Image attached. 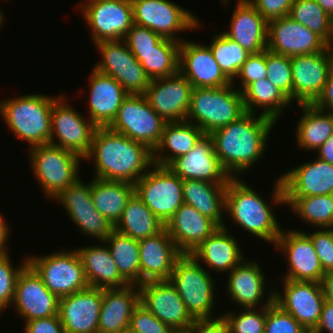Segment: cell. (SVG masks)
<instances>
[{
    "mask_svg": "<svg viewBox=\"0 0 333 333\" xmlns=\"http://www.w3.org/2000/svg\"><path fill=\"white\" fill-rule=\"evenodd\" d=\"M281 280L283 291L274 287V302L290 313L306 330H314L319 323L325 303L321 284Z\"/></svg>",
    "mask_w": 333,
    "mask_h": 333,
    "instance_id": "cell-20",
    "label": "cell"
},
{
    "mask_svg": "<svg viewBox=\"0 0 333 333\" xmlns=\"http://www.w3.org/2000/svg\"><path fill=\"white\" fill-rule=\"evenodd\" d=\"M293 80V101L313 104L320 96L333 68V47L312 54L290 57Z\"/></svg>",
    "mask_w": 333,
    "mask_h": 333,
    "instance_id": "cell-18",
    "label": "cell"
},
{
    "mask_svg": "<svg viewBox=\"0 0 333 333\" xmlns=\"http://www.w3.org/2000/svg\"><path fill=\"white\" fill-rule=\"evenodd\" d=\"M193 86L180 72L152 79L144 94L152 109L166 122L187 118Z\"/></svg>",
    "mask_w": 333,
    "mask_h": 333,
    "instance_id": "cell-22",
    "label": "cell"
},
{
    "mask_svg": "<svg viewBox=\"0 0 333 333\" xmlns=\"http://www.w3.org/2000/svg\"><path fill=\"white\" fill-rule=\"evenodd\" d=\"M24 324V333H65L59 314L33 319Z\"/></svg>",
    "mask_w": 333,
    "mask_h": 333,
    "instance_id": "cell-55",
    "label": "cell"
},
{
    "mask_svg": "<svg viewBox=\"0 0 333 333\" xmlns=\"http://www.w3.org/2000/svg\"><path fill=\"white\" fill-rule=\"evenodd\" d=\"M60 298L51 293L42 278L27 264L19 273L13 303L17 316L25 322L58 315Z\"/></svg>",
    "mask_w": 333,
    "mask_h": 333,
    "instance_id": "cell-21",
    "label": "cell"
},
{
    "mask_svg": "<svg viewBox=\"0 0 333 333\" xmlns=\"http://www.w3.org/2000/svg\"><path fill=\"white\" fill-rule=\"evenodd\" d=\"M165 124L145 95L128 94L108 128L154 151L161 141Z\"/></svg>",
    "mask_w": 333,
    "mask_h": 333,
    "instance_id": "cell-10",
    "label": "cell"
},
{
    "mask_svg": "<svg viewBox=\"0 0 333 333\" xmlns=\"http://www.w3.org/2000/svg\"><path fill=\"white\" fill-rule=\"evenodd\" d=\"M208 46L215 61L231 81L238 75L241 66L251 54L223 32L213 35Z\"/></svg>",
    "mask_w": 333,
    "mask_h": 333,
    "instance_id": "cell-45",
    "label": "cell"
},
{
    "mask_svg": "<svg viewBox=\"0 0 333 333\" xmlns=\"http://www.w3.org/2000/svg\"><path fill=\"white\" fill-rule=\"evenodd\" d=\"M100 244L76 249L89 287L107 289L127 286L129 283L120 275L107 245L104 242Z\"/></svg>",
    "mask_w": 333,
    "mask_h": 333,
    "instance_id": "cell-34",
    "label": "cell"
},
{
    "mask_svg": "<svg viewBox=\"0 0 333 333\" xmlns=\"http://www.w3.org/2000/svg\"><path fill=\"white\" fill-rule=\"evenodd\" d=\"M219 227L191 205L183 203L165 224L181 254H191Z\"/></svg>",
    "mask_w": 333,
    "mask_h": 333,
    "instance_id": "cell-29",
    "label": "cell"
},
{
    "mask_svg": "<svg viewBox=\"0 0 333 333\" xmlns=\"http://www.w3.org/2000/svg\"><path fill=\"white\" fill-rule=\"evenodd\" d=\"M91 193L94 207L115 226L134 194V184L93 178Z\"/></svg>",
    "mask_w": 333,
    "mask_h": 333,
    "instance_id": "cell-38",
    "label": "cell"
},
{
    "mask_svg": "<svg viewBox=\"0 0 333 333\" xmlns=\"http://www.w3.org/2000/svg\"><path fill=\"white\" fill-rule=\"evenodd\" d=\"M305 333H317L316 331H314V330H306V332Z\"/></svg>",
    "mask_w": 333,
    "mask_h": 333,
    "instance_id": "cell-66",
    "label": "cell"
},
{
    "mask_svg": "<svg viewBox=\"0 0 333 333\" xmlns=\"http://www.w3.org/2000/svg\"><path fill=\"white\" fill-rule=\"evenodd\" d=\"M267 21L288 16L294 0H248Z\"/></svg>",
    "mask_w": 333,
    "mask_h": 333,
    "instance_id": "cell-54",
    "label": "cell"
},
{
    "mask_svg": "<svg viewBox=\"0 0 333 333\" xmlns=\"http://www.w3.org/2000/svg\"><path fill=\"white\" fill-rule=\"evenodd\" d=\"M9 255L10 253H0V314H3V310L8 309L9 306L11 307L18 275L28 264L27 256L19 267H14Z\"/></svg>",
    "mask_w": 333,
    "mask_h": 333,
    "instance_id": "cell-48",
    "label": "cell"
},
{
    "mask_svg": "<svg viewBox=\"0 0 333 333\" xmlns=\"http://www.w3.org/2000/svg\"><path fill=\"white\" fill-rule=\"evenodd\" d=\"M94 45L101 56L94 69L113 77L128 94L146 93L151 78L123 39L101 41Z\"/></svg>",
    "mask_w": 333,
    "mask_h": 333,
    "instance_id": "cell-13",
    "label": "cell"
},
{
    "mask_svg": "<svg viewBox=\"0 0 333 333\" xmlns=\"http://www.w3.org/2000/svg\"><path fill=\"white\" fill-rule=\"evenodd\" d=\"M314 331L317 333H333V303L325 301L319 323Z\"/></svg>",
    "mask_w": 333,
    "mask_h": 333,
    "instance_id": "cell-58",
    "label": "cell"
},
{
    "mask_svg": "<svg viewBox=\"0 0 333 333\" xmlns=\"http://www.w3.org/2000/svg\"><path fill=\"white\" fill-rule=\"evenodd\" d=\"M259 265L254 260L245 258L227 275L225 292L241 308L267 307L274 301V288L269 287L270 290L267 291L266 276Z\"/></svg>",
    "mask_w": 333,
    "mask_h": 333,
    "instance_id": "cell-23",
    "label": "cell"
},
{
    "mask_svg": "<svg viewBox=\"0 0 333 333\" xmlns=\"http://www.w3.org/2000/svg\"><path fill=\"white\" fill-rule=\"evenodd\" d=\"M236 237L231 235L226 225L219 227L207 237L190 255L199 263L206 264L205 269L229 273L246 257ZM206 266L208 268H206Z\"/></svg>",
    "mask_w": 333,
    "mask_h": 333,
    "instance_id": "cell-32",
    "label": "cell"
},
{
    "mask_svg": "<svg viewBox=\"0 0 333 333\" xmlns=\"http://www.w3.org/2000/svg\"><path fill=\"white\" fill-rule=\"evenodd\" d=\"M323 10L329 15L333 12V0H316Z\"/></svg>",
    "mask_w": 333,
    "mask_h": 333,
    "instance_id": "cell-62",
    "label": "cell"
},
{
    "mask_svg": "<svg viewBox=\"0 0 333 333\" xmlns=\"http://www.w3.org/2000/svg\"><path fill=\"white\" fill-rule=\"evenodd\" d=\"M93 44L122 40L133 25L131 0H85L78 3Z\"/></svg>",
    "mask_w": 333,
    "mask_h": 333,
    "instance_id": "cell-14",
    "label": "cell"
},
{
    "mask_svg": "<svg viewBox=\"0 0 333 333\" xmlns=\"http://www.w3.org/2000/svg\"><path fill=\"white\" fill-rule=\"evenodd\" d=\"M310 237L324 272H333V228L306 232Z\"/></svg>",
    "mask_w": 333,
    "mask_h": 333,
    "instance_id": "cell-51",
    "label": "cell"
},
{
    "mask_svg": "<svg viewBox=\"0 0 333 333\" xmlns=\"http://www.w3.org/2000/svg\"><path fill=\"white\" fill-rule=\"evenodd\" d=\"M246 113L242 93L233 84L218 88H193L186 121L209 135Z\"/></svg>",
    "mask_w": 333,
    "mask_h": 333,
    "instance_id": "cell-5",
    "label": "cell"
},
{
    "mask_svg": "<svg viewBox=\"0 0 333 333\" xmlns=\"http://www.w3.org/2000/svg\"><path fill=\"white\" fill-rule=\"evenodd\" d=\"M165 225L139 199L135 193L128 200L115 230L135 240L154 236L161 232Z\"/></svg>",
    "mask_w": 333,
    "mask_h": 333,
    "instance_id": "cell-40",
    "label": "cell"
},
{
    "mask_svg": "<svg viewBox=\"0 0 333 333\" xmlns=\"http://www.w3.org/2000/svg\"><path fill=\"white\" fill-rule=\"evenodd\" d=\"M267 79L293 103L292 66L289 56L272 53L266 49Z\"/></svg>",
    "mask_w": 333,
    "mask_h": 333,
    "instance_id": "cell-47",
    "label": "cell"
},
{
    "mask_svg": "<svg viewBox=\"0 0 333 333\" xmlns=\"http://www.w3.org/2000/svg\"><path fill=\"white\" fill-rule=\"evenodd\" d=\"M242 180L231 178L227 183L225 212L228 214L225 216H229L233 224L236 223V226H240L260 241L262 239L275 245L282 228L278 217L273 213L271 202L268 203L252 186Z\"/></svg>",
    "mask_w": 333,
    "mask_h": 333,
    "instance_id": "cell-3",
    "label": "cell"
},
{
    "mask_svg": "<svg viewBox=\"0 0 333 333\" xmlns=\"http://www.w3.org/2000/svg\"><path fill=\"white\" fill-rule=\"evenodd\" d=\"M275 124L274 120L258 113H246L209 134L214 152L232 178H239L263 159L268 150L267 138Z\"/></svg>",
    "mask_w": 333,
    "mask_h": 333,
    "instance_id": "cell-1",
    "label": "cell"
},
{
    "mask_svg": "<svg viewBox=\"0 0 333 333\" xmlns=\"http://www.w3.org/2000/svg\"><path fill=\"white\" fill-rule=\"evenodd\" d=\"M1 1V0H0ZM5 1H7V0H5ZM0 8H1V6H0ZM4 14H3V12L0 10V29H1V26H2V24L5 22L4 21Z\"/></svg>",
    "mask_w": 333,
    "mask_h": 333,
    "instance_id": "cell-64",
    "label": "cell"
},
{
    "mask_svg": "<svg viewBox=\"0 0 333 333\" xmlns=\"http://www.w3.org/2000/svg\"><path fill=\"white\" fill-rule=\"evenodd\" d=\"M298 108L303 114L295 128L294 137L298 148L317 151L333 134V114L320 110L313 104H299Z\"/></svg>",
    "mask_w": 333,
    "mask_h": 333,
    "instance_id": "cell-37",
    "label": "cell"
},
{
    "mask_svg": "<svg viewBox=\"0 0 333 333\" xmlns=\"http://www.w3.org/2000/svg\"><path fill=\"white\" fill-rule=\"evenodd\" d=\"M28 264L42 278L48 290L59 298L89 287L82 262L74 248L46 255H28Z\"/></svg>",
    "mask_w": 333,
    "mask_h": 333,
    "instance_id": "cell-8",
    "label": "cell"
},
{
    "mask_svg": "<svg viewBox=\"0 0 333 333\" xmlns=\"http://www.w3.org/2000/svg\"><path fill=\"white\" fill-rule=\"evenodd\" d=\"M215 317V319L194 320L183 333H229L227 323L221 314Z\"/></svg>",
    "mask_w": 333,
    "mask_h": 333,
    "instance_id": "cell-56",
    "label": "cell"
},
{
    "mask_svg": "<svg viewBox=\"0 0 333 333\" xmlns=\"http://www.w3.org/2000/svg\"><path fill=\"white\" fill-rule=\"evenodd\" d=\"M204 135L195 124L188 121L166 123L159 145L153 151V162L167 166L176 157L187 154Z\"/></svg>",
    "mask_w": 333,
    "mask_h": 333,
    "instance_id": "cell-36",
    "label": "cell"
},
{
    "mask_svg": "<svg viewBox=\"0 0 333 333\" xmlns=\"http://www.w3.org/2000/svg\"><path fill=\"white\" fill-rule=\"evenodd\" d=\"M103 289L88 287L59 300V317L65 333H98Z\"/></svg>",
    "mask_w": 333,
    "mask_h": 333,
    "instance_id": "cell-27",
    "label": "cell"
},
{
    "mask_svg": "<svg viewBox=\"0 0 333 333\" xmlns=\"http://www.w3.org/2000/svg\"><path fill=\"white\" fill-rule=\"evenodd\" d=\"M329 45L316 33L290 17L268 21L267 50L285 56L325 51Z\"/></svg>",
    "mask_w": 333,
    "mask_h": 333,
    "instance_id": "cell-24",
    "label": "cell"
},
{
    "mask_svg": "<svg viewBox=\"0 0 333 333\" xmlns=\"http://www.w3.org/2000/svg\"><path fill=\"white\" fill-rule=\"evenodd\" d=\"M65 97L61 94L53 103L49 143L72 151L84 159L91 150L97 126L66 103L68 100Z\"/></svg>",
    "mask_w": 333,
    "mask_h": 333,
    "instance_id": "cell-15",
    "label": "cell"
},
{
    "mask_svg": "<svg viewBox=\"0 0 333 333\" xmlns=\"http://www.w3.org/2000/svg\"><path fill=\"white\" fill-rule=\"evenodd\" d=\"M229 30L222 31L249 53L267 49L268 21L248 0H236Z\"/></svg>",
    "mask_w": 333,
    "mask_h": 333,
    "instance_id": "cell-30",
    "label": "cell"
},
{
    "mask_svg": "<svg viewBox=\"0 0 333 333\" xmlns=\"http://www.w3.org/2000/svg\"><path fill=\"white\" fill-rule=\"evenodd\" d=\"M330 25H331V30H332V33H333V12L330 15Z\"/></svg>",
    "mask_w": 333,
    "mask_h": 333,
    "instance_id": "cell-65",
    "label": "cell"
},
{
    "mask_svg": "<svg viewBox=\"0 0 333 333\" xmlns=\"http://www.w3.org/2000/svg\"><path fill=\"white\" fill-rule=\"evenodd\" d=\"M211 274L190 254H182L174 264L169 280L194 320L215 319L217 285Z\"/></svg>",
    "mask_w": 333,
    "mask_h": 333,
    "instance_id": "cell-6",
    "label": "cell"
},
{
    "mask_svg": "<svg viewBox=\"0 0 333 333\" xmlns=\"http://www.w3.org/2000/svg\"><path fill=\"white\" fill-rule=\"evenodd\" d=\"M317 158L333 165V134L317 150Z\"/></svg>",
    "mask_w": 333,
    "mask_h": 333,
    "instance_id": "cell-61",
    "label": "cell"
},
{
    "mask_svg": "<svg viewBox=\"0 0 333 333\" xmlns=\"http://www.w3.org/2000/svg\"><path fill=\"white\" fill-rule=\"evenodd\" d=\"M313 105L320 110L328 111L333 114V68L330 71L322 93Z\"/></svg>",
    "mask_w": 333,
    "mask_h": 333,
    "instance_id": "cell-57",
    "label": "cell"
},
{
    "mask_svg": "<svg viewBox=\"0 0 333 333\" xmlns=\"http://www.w3.org/2000/svg\"><path fill=\"white\" fill-rule=\"evenodd\" d=\"M151 169L134 184V193L165 225L184 203L182 180L166 166Z\"/></svg>",
    "mask_w": 333,
    "mask_h": 333,
    "instance_id": "cell-12",
    "label": "cell"
},
{
    "mask_svg": "<svg viewBox=\"0 0 333 333\" xmlns=\"http://www.w3.org/2000/svg\"><path fill=\"white\" fill-rule=\"evenodd\" d=\"M320 284L325 301L333 303V272H325Z\"/></svg>",
    "mask_w": 333,
    "mask_h": 333,
    "instance_id": "cell-59",
    "label": "cell"
},
{
    "mask_svg": "<svg viewBox=\"0 0 333 333\" xmlns=\"http://www.w3.org/2000/svg\"><path fill=\"white\" fill-rule=\"evenodd\" d=\"M267 78L266 50L259 53H252L241 66L238 75L232 84L239 79L236 88L242 93L251 83ZM240 84V85H239Z\"/></svg>",
    "mask_w": 333,
    "mask_h": 333,
    "instance_id": "cell-50",
    "label": "cell"
},
{
    "mask_svg": "<svg viewBox=\"0 0 333 333\" xmlns=\"http://www.w3.org/2000/svg\"><path fill=\"white\" fill-rule=\"evenodd\" d=\"M52 201L62 203L70 221L78 226L82 235L93 237L98 240L96 242H103L115 230V226L94 207L91 180L84 183L80 177Z\"/></svg>",
    "mask_w": 333,
    "mask_h": 333,
    "instance_id": "cell-16",
    "label": "cell"
},
{
    "mask_svg": "<svg viewBox=\"0 0 333 333\" xmlns=\"http://www.w3.org/2000/svg\"><path fill=\"white\" fill-rule=\"evenodd\" d=\"M140 303L139 285L103 289L98 333H118L130 326L134 309Z\"/></svg>",
    "mask_w": 333,
    "mask_h": 333,
    "instance_id": "cell-33",
    "label": "cell"
},
{
    "mask_svg": "<svg viewBox=\"0 0 333 333\" xmlns=\"http://www.w3.org/2000/svg\"><path fill=\"white\" fill-rule=\"evenodd\" d=\"M221 316L227 323L229 333H264L266 307L242 308L239 312L226 310Z\"/></svg>",
    "mask_w": 333,
    "mask_h": 333,
    "instance_id": "cell-46",
    "label": "cell"
},
{
    "mask_svg": "<svg viewBox=\"0 0 333 333\" xmlns=\"http://www.w3.org/2000/svg\"><path fill=\"white\" fill-rule=\"evenodd\" d=\"M161 39L162 37L152 30L133 24L123 40L131 52H140L153 49Z\"/></svg>",
    "mask_w": 333,
    "mask_h": 333,
    "instance_id": "cell-53",
    "label": "cell"
},
{
    "mask_svg": "<svg viewBox=\"0 0 333 333\" xmlns=\"http://www.w3.org/2000/svg\"><path fill=\"white\" fill-rule=\"evenodd\" d=\"M94 162L93 178L135 184L154 165L153 151L108 127H97L89 154Z\"/></svg>",
    "mask_w": 333,
    "mask_h": 333,
    "instance_id": "cell-2",
    "label": "cell"
},
{
    "mask_svg": "<svg viewBox=\"0 0 333 333\" xmlns=\"http://www.w3.org/2000/svg\"><path fill=\"white\" fill-rule=\"evenodd\" d=\"M90 73L87 117L97 127H108L128 93L113 77L102 74L94 68Z\"/></svg>",
    "mask_w": 333,
    "mask_h": 333,
    "instance_id": "cell-31",
    "label": "cell"
},
{
    "mask_svg": "<svg viewBox=\"0 0 333 333\" xmlns=\"http://www.w3.org/2000/svg\"><path fill=\"white\" fill-rule=\"evenodd\" d=\"M179 72L193 88H218L232 84L215 61L208 45L185 38L180 42Z\"/></svg>",
    "mask_w": 333,
    "mask_h": 333,
    "instance_id": "cell-26",
    "label": "cell"
},
{
    "mask_svg": "<svg viewBox=\"0 0 333 333\" xmlns=\"http://www.w3.org/2000/svg\"><path fill=\"white\" fill-rule=\"evenodd\" d=\"M179 50L180 42L162 38L153 49L132 54L152 80L179 72Z\"/></svg>",
    "mask_w": 333,
    "mask_h": 333,
    "instance_id": "cell-41",
    "label": "cell"
},
{
    "mask_svg": "<svg viewBox=\"0 0 333 333\" xmlns=\"http://www.w3.org/2000/svg\"><path fill=\"white\" fill-rule=\"evenodd\" d=\"M140 284L148 281L169 280L176 260L182 255L164 228L158 234L141 239Z\"/></svg>",
    "mask_w": 333,
    "mask_h": 333,
    "instance_id": "cell-28",
    "label": "cell"
},
{
    "mask_svg": "<svg viewBox=\"0 0 333 333\" xmlns=\"http://www.w3.org/2000/svg\"><path fill=\"white\" fill-rule=\"evenodd\" d=\"M27 149L32 173L46 198L52 200L81 177L84 159L76 153L50 143Z\"/></svg>",
    "mask_w": 333,
    "mask_h": 333,
    "instance_id": "cell-7",
    "label": "cell"
},
{
    "mask_svg": "<svg viewBox=\"0 0 333 333\" xmlns=\"http://www.w3.org/2000/svg\"><path fill=\"white\" fill-rule=\"evenodd\" d=\"M184 203L191 205L218 227L226 225L227 183H211L202 180H182Z\"/></svg>",
    "mask_w": 333,
    "mask_h": 333,
    "instance_id": "cell-35",
    "label": "cell"
},
{
    "mask_svg": "<svg viewBox=\"0 0 333 333\" xmlns=\"http://www.w3.org/2000/svg\"><path fill=\"white\" fill-rule=\"evenodd\" d=\"M60 96L34 93L2 99L0 115L13 136L27 141L29 148L49 144L53 103Z\"/></svg>",
    "mask_w": 333,
    "mask_h": 333,
    "instance_id": "cell-4",
    "label": "cell"
},
{
    "mask_svg": "<svg viewBox=\"0 0 333 333\" xmlns=\"http://www.w3.org/2000/svg\"><path fill=\"white\" fill-rule=\"evenodd\" d=\"M166 167L181 180L228 183L232 178L222 167L208 134H204L187 154L176 157Z\"/></svg>",
    "mask_w": 333,
    "mask_h": 333,
    "instance_id": "cell-25",
    "label": "cell"
},
{
    "mask_svg": "<svg viewBox=\"0 0 333 333\" xmlns=\"http://www.w3.org/2000/svg\"><path fill=\"white\" fill-rule=\"evenodd\" d=\"M275 180L271 202L285 205L284 197L333 194V165L319 158L282 172Z\"/></svg>",
    "mask_w": 333,
    "mask_h": 333,
    "instance_id": "cell-11",
    "label": "cell"
},
{
    "mask_svg": "<svg viewBox=\"0 0 333 333\" xmlns=\"http://www.w3.org/2000/svg\"><path fill=\"white\" fill-rule=\"evenodd\" d=\"M10 227L0 212V253H9L8 239L10 238Z\"/></svg>",
    "mask_w": 333,
    "mask_h": 333,
    "instance_id": "cell-60",
    "label": "cell"
},
{
    "mask_svg": "<svg viewBox=\"0 0 333 333\" xmlns=\"http://www.w3.org/2000/svg\"><path fill=\"white\" fill-rule=\"evenodd\" d=\"M284 204L311 227L333 228V194L284 197Z\"/></svg>",
    "mask_w": 333,
    "mask_h": 333,
    "instance_id": "cell-43",
    "label": "cell"
},
{
    "mask_svg": "<svg viewBox=\"0 0 333 333\" xmlns=\"http://www.w3.org/2000/svg\"><path fill=\"white\" fill-rule=\"evenodd\" d=\"M288 17L307 27L319 35L329 46L333 47L330 15L323 10L316 0H294Z\"/></svg>",
    "mask_w": 333,
    "mask_h": 333,
    "instance_id": "cell-44",
    "label": "cell"
},
{
    "mask_svg": "<svg viewBox=\"0 0 333 333\" xmlns=\"http://www.w3.org/2000/svg\"><path fill=\"white\" fill-rule=\"evenodd\" d=\"M242 96L247 113L256 114L255 110L261 108L263 111L258 114L275 122H278L284 110L292 105L291 100L267 78L251 83L242 92Z\"/></svg>",
    "mask_w": 333,
    "mask_h": 333,
    "instance_id": "cell-39",
    "label": "cell"
},
{
    "mask_svg": "<svg viewBox=\"0 0 333 333\" xmlns=\"http://www.w3.org/2000/svg\"><path fill=\"white\" fill-rule=\"evenodd\" d=\"M306 329L274 301L266 307L264 333H305Z\"/></svg>",
    "mask_w": 333,
    "mask_h": 333,
    "instance_id": "cell-49",
    "label": "cell"
},
{
    "mask_svg": "<svg viewBox=\"0 0 333 333\" xmlns=\"http://www.w3.org/2000/svg\"><path fill=\"white\" fill-rule=\"evenodd\" d=\"M140 304L177 333L194 322L170 280L148 281L139 285Z\"/></svg>",
    "mask_w": 333,
    "mask_h": 333,
    "instance_id": "cell-19",
    "label": "cell"
},
{
    "mask_svg": "<svg viewBox=\"0 0 333 333\" xmlns=\"http://www.w3.org/2000/svg\"><path fill=\"white\" fill-rule=\"evenodd\" d=\"M118 333H138V332H136V331L132 330L130 327H128L126 329L119 331Z\"/></svg>",
    "mask_w": 333,
    "mask_h": 333,
    "instance_id": "cell-63",
    "label": "cell"
},
{
    "mask_svg": "<svg viewBox=\"0 0 333 333\" xmlns=\"http://www.w3.org/2000/svg\"><path fill=\"white\" fill-rule=\"evenodd\" d=\"M274 248L284 253L283 257L288 261L282 279L320 283L325 272L310 237L303 229H282Z\"/></svg>",
    "mask_w": 333,
    "mask_h": 333,
    "instance_id": "cell-17",
    "label": "cell"
},
{
    "mask_svg": "<svg viewBox=\"0 0 333 333\" xmlns=\"http://www.w3.org/2000/svg\"><path fill=\"white\" fill-rule=\"evenodd\" d=\"M133 24L146 27L162 38L182 42L177 32L197 30L200 20L170 0H131Z\"/></svg>",
    "mask_w": 333,
    "mask_h": 333,
    "instance_id": "cell-9",
    "label": "cell"
},
{
    "mask_svg": "<svg viewBox=\"0 0 333 333\" xmlns=\"http://www.w3.org/2000/svg\"><path fill=\"white\" fill-rule=\"evenodd\" d=\"M120 275L129 283L140 285V252L138 240L114 230L104 241Z\"/></svg>",
    "mask_w": 333,
    "mask_h": 333,
    "instance_id": "cell-42",
    "label": "cell"
},
{
    "mask_svg": "<svg viewBox=\"0 0 333 333\" xmlns=\"http://www.w3.org/2000/svg\"><path fill=\"white\" fill-rule=\"evenodd\" d=\"M129 327L138 333H177L140 303L133 311Z\"/></svg>",
    "mask_w": 333,
    "mask_h": 333,
    "instance_id": "cell-52",
    "label": "cell"
}]
</instances>
